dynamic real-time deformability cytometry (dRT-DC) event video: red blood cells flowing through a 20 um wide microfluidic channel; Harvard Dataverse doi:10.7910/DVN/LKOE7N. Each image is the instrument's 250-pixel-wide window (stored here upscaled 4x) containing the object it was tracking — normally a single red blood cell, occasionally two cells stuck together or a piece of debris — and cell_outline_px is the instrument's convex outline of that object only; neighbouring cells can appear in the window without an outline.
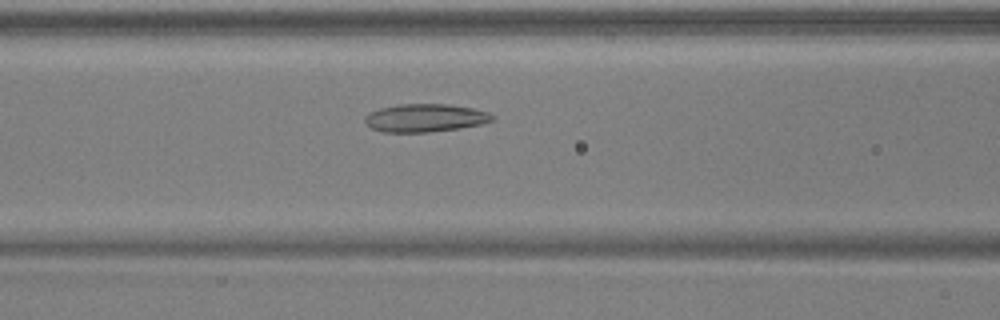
{"species": "common noctule bat (a hibernating species)", "species_latin": "Nyctalus noctula", "temperature_condition": "warm", "stored_images_in_passage": 36, "camera_frame_rate_fps": 3000, "um_per_image_px": 0.085, "animal": {"sex": "male", "body_mass_g": 17.9, "forearm_length_mm": 54.2}, "frame": {"image": 1, "passage_image": 6, "time_ms": 1.667, "image_size_px": [1000, 320], "cell_outline_px": [[496, 120], [480, 124], [460, 128], [428, 132], [384, 132], [372, 128], [364, 120], [364, 116], [380, 108], [400, 104], [444, 104], [472, 108], [488, 112], [496, 116]], "centroid_in_image_um": [36.18, 10.02], "position_along_channel_um": 130.4, "area_um2": 20.69}}
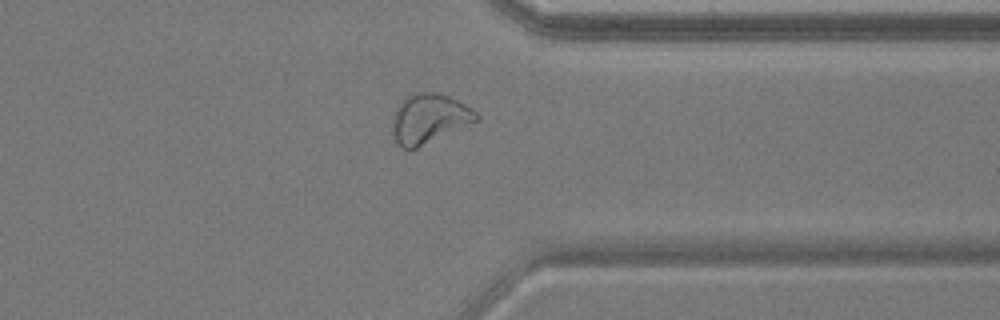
{"frame": {"image": 2, "passage_image": 25, "time_ms": 8.0, "image_size_px": [1000, 320], "cell_outline_px": [[480, 120], [416, 148], [404, 148], [396, 144], [392, 136], [392, 116], [400, 100], [412, 92], [436, 92], [448, 96], [472, 108], [480, 116]], "centroid_in_image_um": [36.44, 10.07], "position_along_channel_um": 375.0, "area_um2": 24.45}}
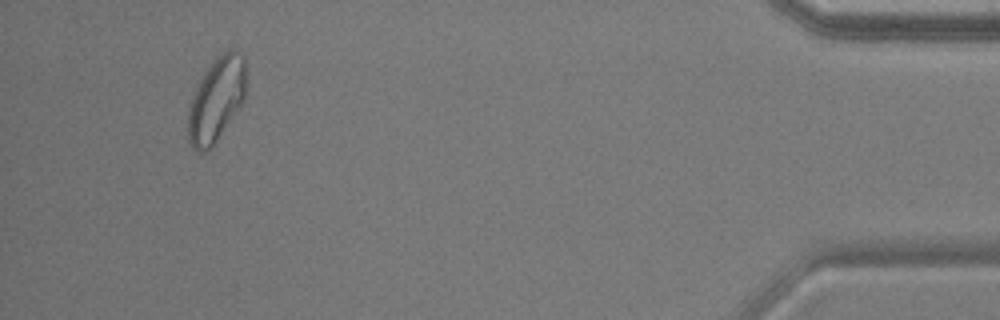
{"frame": {"image": 3, "passage_image": 33, "time_ms": 10.667, "image_size_px": [1000, 320], "cell_outline_px": [[248, 84], [244, 100], [212, 148], [208, 152], [196, 152], [192, 148], [188, 140], [188, 108], [196, 84], [212, 60], [216, 56], [228, 48], [236, 48], [244, 56]], "centroid_in_image_um": [18.41, 8.42], "position_along_channel_um": 416.8, "area_um2": 29.48}, "authors_computed_cell_mechanics": {"area_um2": 21.0681, "velocity_mm_per_s": 3.9034, "shape_relaxation_time_tau1_ms": 11.3176, "shape_relaxation_time_tau2_ms": 2.4711, "deformation_change_tau1": 0.2426, "deformation_change_tau2": 0.1055}}